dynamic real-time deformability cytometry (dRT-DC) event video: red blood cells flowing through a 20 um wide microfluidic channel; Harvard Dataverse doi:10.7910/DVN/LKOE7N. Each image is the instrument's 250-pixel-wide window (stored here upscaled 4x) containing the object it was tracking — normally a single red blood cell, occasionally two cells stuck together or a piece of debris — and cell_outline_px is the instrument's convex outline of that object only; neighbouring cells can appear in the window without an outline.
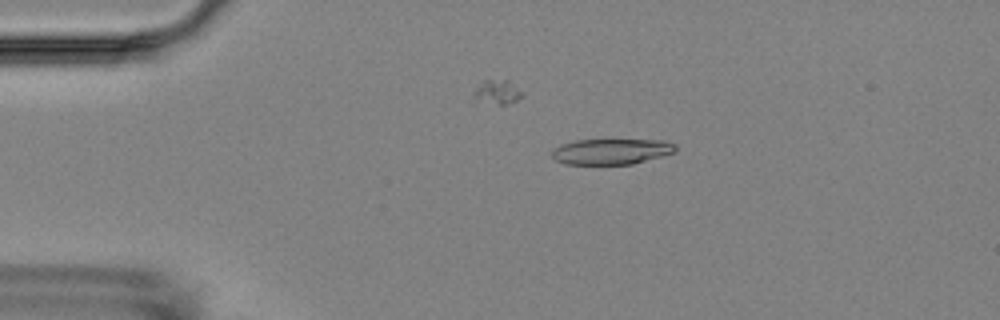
{"species": "Egyptian fruit bat (a non-hibernating species)", "species_latin": "Rousettus aegyptiacus", "temperature_condition": "room temperature", "stored_images_in_passage": 15, "camera_frame_rate_fps": 3000, "um_per_image_px": 0.085, "animal": {"sex": "female"}, "frame": {"image": 1, "passage_image": 3, "time_ms": 3.333, "image_size_px": [1000, 320], "cell_outline_px": [[676, 152], [632, 164], [564, 164], [556, 160], [552, 156], [552, 152], [560, 144], [576, 140], [664, 140], [676, 144]], "centroid_in_image_um": [51.98, 12.87], "position_along_channel_um": 33.0, "area_um2": 18.44}}
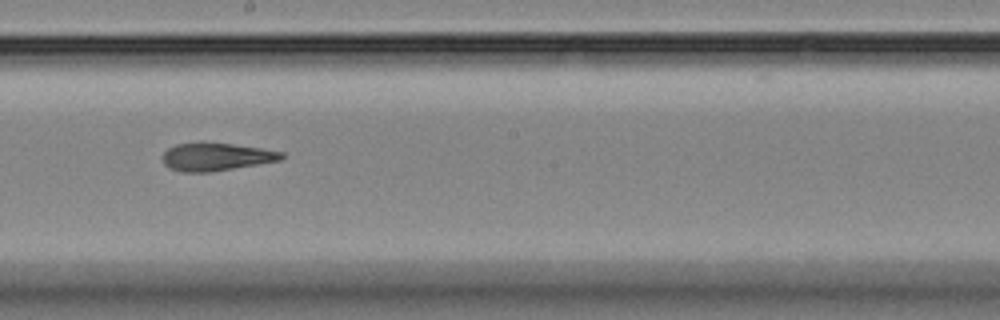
{"frame": {"image": 2, "passage_image": 9, "time_ms": 10.0, "image_size_px": [1000, 320], "cell_outline_px": [[284, 156], [280, 160], [212, 172], [180, 172], [168, 168], [164, 164], [164, 152], [168, 148], [176, 144], [200, 140], [204, 140], [260, 148], [284, 152]], "centroid_in_image_um": [18.32, 13.3], "position_along_channel_um": 229.9, "area_um2": 19.71}}
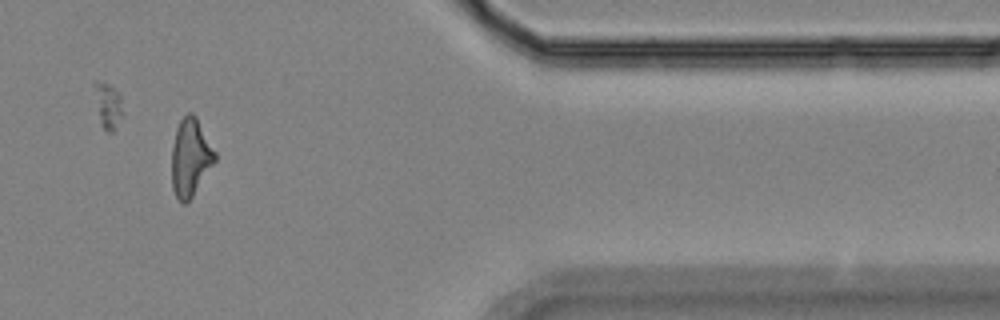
{"frame": {"image": 3, "passage_image": 13, "time_ms": 15.333, "image_size_px": [1000, 320], "cell_outline_px": [[216, 160], [192, 196], [184, 204], [176, 196], [172, 188], [172, 148], [176, 128], [180, 120], [188, 112], [192, 112], [196, 116], [216, 152]], "centroid_in_image_um": [16.19, 13.35], "position_along_channel_um": 395.2, "area_um2": 19.36}, "authors_computed_cell_mechanics": {"area_um2": 19.4786, "velocity_mm_per_s": 3.59, "shape_relaxation_time_tau1_ms": 6.5571, "shape_relaxation_time_tau2_ms": 3.0095, "deformation_change_tau1": 0.1779, "deformation_change_tau2": 0.1063}}